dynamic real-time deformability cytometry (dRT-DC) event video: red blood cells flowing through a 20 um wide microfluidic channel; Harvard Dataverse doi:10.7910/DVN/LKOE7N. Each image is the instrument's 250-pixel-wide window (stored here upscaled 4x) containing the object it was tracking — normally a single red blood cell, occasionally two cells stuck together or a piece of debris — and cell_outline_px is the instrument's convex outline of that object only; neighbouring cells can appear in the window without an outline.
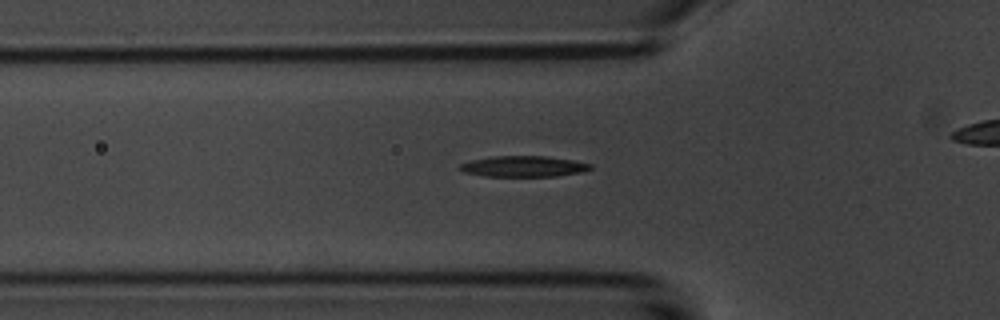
{"species": "common noctule bat (a hibernating species)", "species_latin": "Nyctalus noctula", "temperature_condition": "room temperature", "stored_images_in_passage": 32, "camera_frame_rate_fps": 3000, "um_per_image_px": 0.085, "animal": {"sex": "male", "body_mass_g": 20.1, "forearm_length_mm": 53.5}, "frame": {"image": 1, "passage_image": 6, "time_ms": 1.667, "image_size_px": [1000, 320], "cell_outline_px": [[592, 168], [584, 172], [556, 176], [484, 176], [464, 172], [456, 168], [460, 164], [472, 160], [492, 156], [544, 156], [572, 160], [592, 164]], "centroid_in_image_um": [44.49, 14.14], "position_along_channel_um": 81.3, "area_um2": 15.9}}
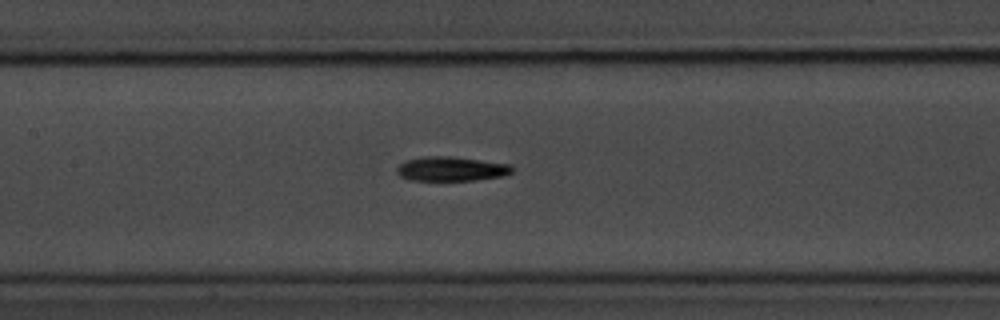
{"frame": {"image": 2, "passage_image": 13, "time_ms": 4.0, "image_size_px": [1000, 320], "cell_outline_px": [[512, 172], [504, 176], [472, 180], [412, 180], [400, 176], [396, 172], [396, 168], [404, 160], [428, 156], [448, 156], [512, 164]], "centroid_in_image_um": [38.35, 14.35], "position_along_channel_um": 169.1, "area_um2": 16.3}}
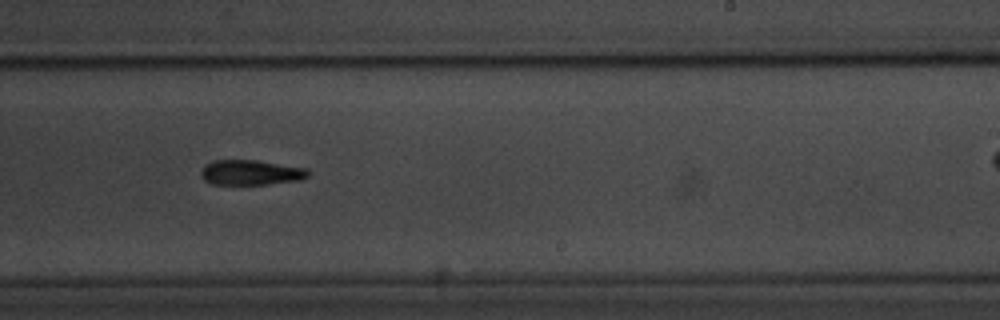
{"frame": {"image": 3, "passage_image": 21, "time_ms": 6.667, "image_size_px": [1000, 320], "cell_outline_px": [[308, 176], [300, 180], [268, 184], [212, 184], [204, 180], [200, 176], [200, 172], [204, 164], [212, 160], [256, 160], [308, 168]], "centroid_in_image_um": [21.28, 14.65], "position_along_channel_um": 267.7, "area_um2": 15.78}}